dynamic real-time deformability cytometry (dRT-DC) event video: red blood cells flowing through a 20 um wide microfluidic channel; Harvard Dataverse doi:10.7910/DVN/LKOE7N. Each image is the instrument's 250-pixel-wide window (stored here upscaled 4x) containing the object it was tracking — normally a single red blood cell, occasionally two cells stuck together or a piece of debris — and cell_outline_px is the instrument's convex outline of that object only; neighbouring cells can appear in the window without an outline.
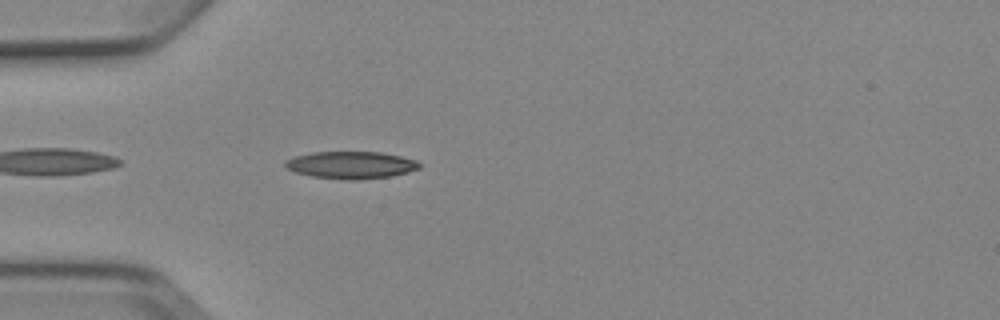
{"species": "Egyptian fruit bat (a non-hibernating species)", "species_latin": "Rousettus aegyptiacus", "temperature_condition": "cold", "stored_images_in_passage": 5, "camera_frame_rate_fps": 3000, "um_per_image_px": 0.085, "animal": {"sex": "female"}, "frame": {"image": 1, "passage_image": 5, "time_ms": 4.667, "image_size_px": [1000, 320], "cell_outline_px": [[420, 168], [408, 172], [392, 176], [312, 176], [296, 172], [288, 168], [284, 164], [284, 160], [296, 156], [312, 152], [380, 152], [400, 156], [416, 160], [420, 164]], "centroid_in_image_um": [29.84, 13.96], "position_along_channel_um": 55.2, "area_um2": 19.94}}